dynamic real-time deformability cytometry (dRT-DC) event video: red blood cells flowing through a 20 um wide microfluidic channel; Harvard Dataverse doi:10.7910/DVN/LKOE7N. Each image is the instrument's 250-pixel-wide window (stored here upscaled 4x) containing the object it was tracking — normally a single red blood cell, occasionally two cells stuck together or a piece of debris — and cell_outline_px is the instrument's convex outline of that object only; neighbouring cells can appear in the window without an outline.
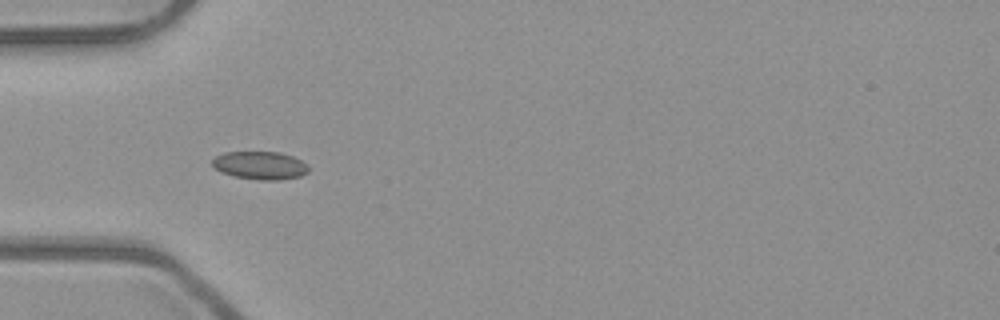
{"species": "common noctule bat (a hibernating species)", "species_latin": "Nyctalus noctula", "temperature_condition": "room temperature", "stored_images_in_passage": 17, "camera_frame_rate_fps": 3000, "um_per_image_px": 0.085, "animal": {"sex": "male", "body_mass_g": 23.1, "forearm_length_mm": 52.7}, "frame": {"image": 1, "passage_image": 8, "time_ms": 2.333, "image_size_px": [1000, 320], "cell_outline_px": [[308, 172], [300, 176], [280, 180], [260, 180], [232, 176], [220, 172], [212, 164], [212, 160], [216, 156], [224, 152], [280, 152], [292, 156], [300, 160], [308, 168]], "centroid_in_image_um": [22.08, 14.06], "position_along_channel_um": 62.9, "area_um2": 15.66}}